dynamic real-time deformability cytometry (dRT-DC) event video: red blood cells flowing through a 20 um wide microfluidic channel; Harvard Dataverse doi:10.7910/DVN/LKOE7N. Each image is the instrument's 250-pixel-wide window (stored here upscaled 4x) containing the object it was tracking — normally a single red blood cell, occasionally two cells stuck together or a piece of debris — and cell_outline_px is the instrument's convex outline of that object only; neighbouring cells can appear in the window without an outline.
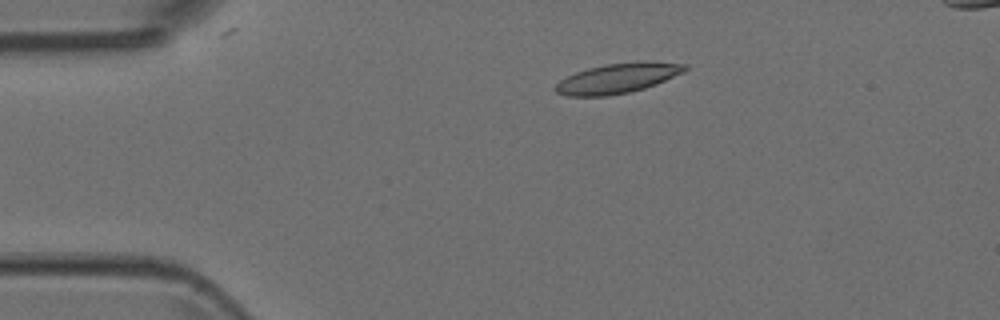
{"species": "Egyptian fruit bat (a non-hibernating species)", "species_latin": "Rousettus aegyptiacus", "temperature_condition": "room temperature", "stored_images_in_passage": 4, "camera_frame_rate_fps": 3000, "um_per_image_px": 0.085, "animal": {"sex": "female"}, "frame": {"image": 1, "passage_image": 2, "time_ms": 0.333, "image_size_px": [1000, 320], "cell_outline_px": [[688, 68], [684, 72], [656, 84], [644, 88], [628, 92], [608, 96], [568, 96], [556, 92], [552, 88], [560, 80], [576, 72], [588, 68], [608, 64], [636, 60], [688, 64]], "centroid_in_image_um": [52.51, 6.64], "position_along_channel_um": 32.5, "area_um2": 22.66}}